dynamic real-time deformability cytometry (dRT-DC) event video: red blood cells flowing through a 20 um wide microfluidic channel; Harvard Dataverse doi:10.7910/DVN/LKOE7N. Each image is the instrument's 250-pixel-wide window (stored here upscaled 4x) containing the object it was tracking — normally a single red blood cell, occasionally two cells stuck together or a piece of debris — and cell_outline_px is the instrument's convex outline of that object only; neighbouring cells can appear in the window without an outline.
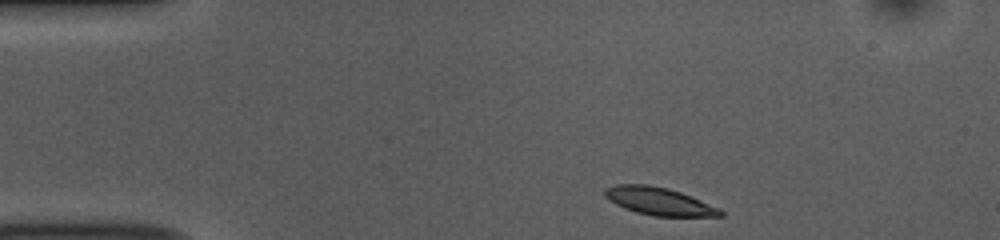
{"species": "common noctule bat (a hibernating species)", "species_latin": "Nyctalus noctula", "temperature_condition": "room temperature", "stored_images_in_passage": 45, "camera_frame_rate_fps": 3000, "um_per_image_px": 0.085, "animal": {"sex": "female", "body_mass_g": 10.0, "forearm_length_mm": 53.1}, "frame": {"image": 1, "passage_image": 1, "time_ms": 0.0, "image_size_px": [1000, 240], "cell_outline_px": [[724, 216], [652, 216], [636, 212], [624, 208], [616, 204], [604, 196], [604, 188], [616, 184], [648, 184], [668, 188], [680, 192], [720, 208], [724, 212]], "centroid_in_image_um": [56.0, 17.1], "position_along_channel_um": 29.0, "area_um2": 18.67}}
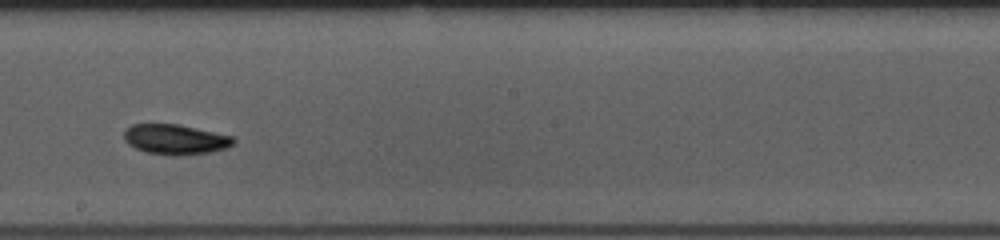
{"frame": {"image": 2, "passage_image": 22, "time_ms": 7.0, "image_size_px": [1000, 240], "cell_outline_px": [[236, 140], [232, 144], [224, 148], [208, 152], [180, 156], [172, 156], [144, 152], [128, 144], [124, 140], [124, 132], [132, 124], [180, 124], [232, 136]], "centroid_in_image_um": [14.87, 11.85], "position_along_channel_um": 233.3, "area_um2": 19.19}}
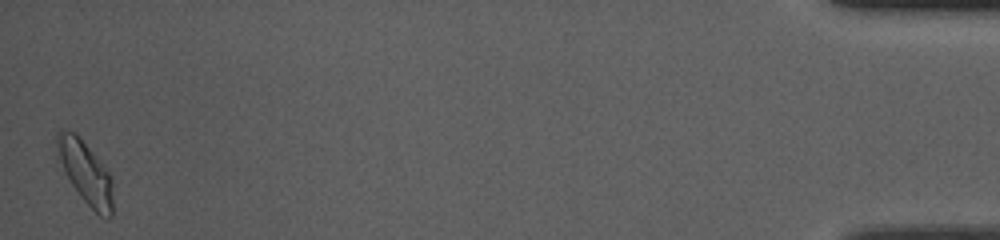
{"frame": {"image": 3, "passage_image": 45, "time_ms": 14.667, "image_size_px": [1000, 240], "cell_outline_px": [[112, 216], [108, 220], [100, 216], [80, 196], [72, 184], [60, 160], [56, 144], [56, 132], [60, 128], [64, 128], [76, 132], [112, 176]], "centroid_in_image_um": [7.28, 14.63], "position_along_channel_um": 427.9, "area_um2": 20.17}, "authors_computed_cell_mechanics": {"area_um2": 18.6694, "velocity_mm_per_s": 3.7093, "shape_relaxation_time_tau1_ms": 3.1943, "shape_relaxation_time_tau2_ms": null, "deformation_change_tau1": 0.1207, "deformation_change_tau2": null}}